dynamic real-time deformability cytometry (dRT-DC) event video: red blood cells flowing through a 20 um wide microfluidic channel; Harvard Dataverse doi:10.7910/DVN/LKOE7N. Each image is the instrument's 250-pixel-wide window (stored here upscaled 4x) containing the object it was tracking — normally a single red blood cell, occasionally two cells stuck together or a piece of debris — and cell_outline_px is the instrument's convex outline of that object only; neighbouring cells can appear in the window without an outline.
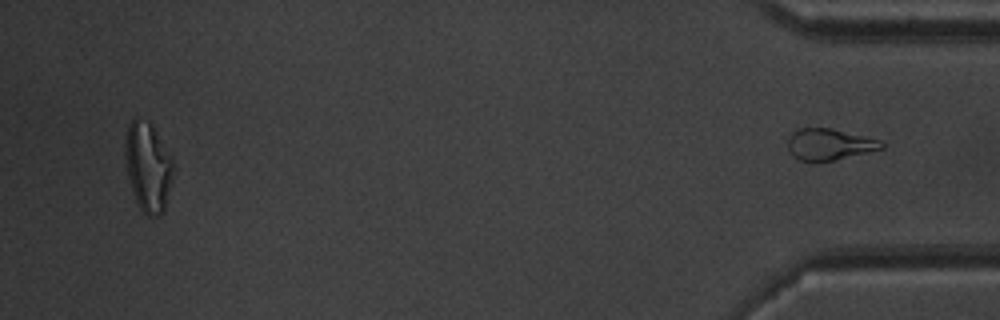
{"species": "common noctule bat (a hibernating species)", "species_latin": "Nyctalus noctula", "temperature_condition": "warm", "stored_images_in_passage": 50, "segment_of_instrument_passage": [2, 2], "camera_frame_rate_fps": 3000, "um_per_image_px": 0.085, "animal": {"sex": "male", "body_mass_g": 20.1, "forearm_length_mm": 53.5}, "frame": {"image": 1, "passage_image": 50, "time_ms": 16.333, "image_size_px": [1000, 320], "cell_outline_px": [[884, 148], [836, 160], [816, 164], [800, 160], [792, 156], [788, 148], [788, 136], [796, 128], [832, 128], [880, 140], [884, 144]], "centroid_in_image_um": [70.44, 12.29], "position_along_channel_um": 364.8, "area_um2": 17.57}}